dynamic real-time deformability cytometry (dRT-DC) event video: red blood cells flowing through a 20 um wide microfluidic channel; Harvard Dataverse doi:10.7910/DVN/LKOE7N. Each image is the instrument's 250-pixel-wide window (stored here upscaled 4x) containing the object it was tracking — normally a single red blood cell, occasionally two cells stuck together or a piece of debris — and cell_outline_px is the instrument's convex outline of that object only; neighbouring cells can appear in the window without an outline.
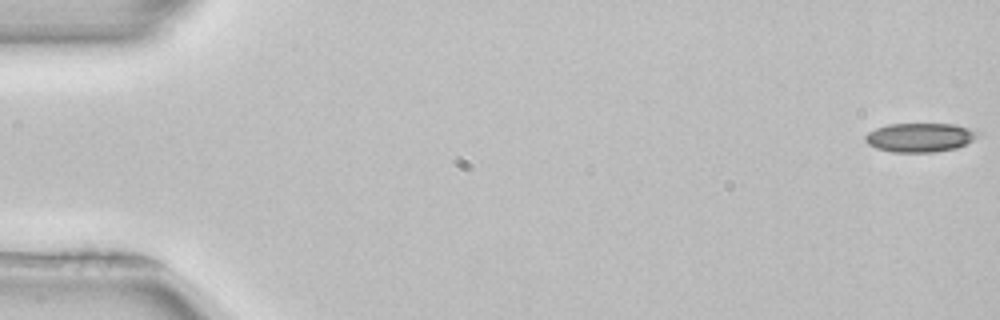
{"species": "common noctule bat (a hibernating species)", "species_latin": "Nyctalus noctula", "temperature_condition": "room temperature", "stored_images_in_passage": 53, "camera_frame_rate_fps": 3000, "um_per_image_px": 0.085, "animal": {"sex": "female", "body_mass_g": 22.7, "forearm_length_mm": 54.2}, "frame": {"image": 1, "passage_image": 1, "time_ms": 0.0, "image_size_px": [1000, 320], "cell_outline_px": [[984, 132], [972, 140], [956, 148], [932, 152], [892, 152], [876, 148], [868, 144], [864, 140], [864, 136], [868, 132], [876, 128], [888, 124], [956, 124]], "centroid_in_image_um": [78.2, 11.67], "position_along_channel_um": 6.8, "area_um2": 19.13}}
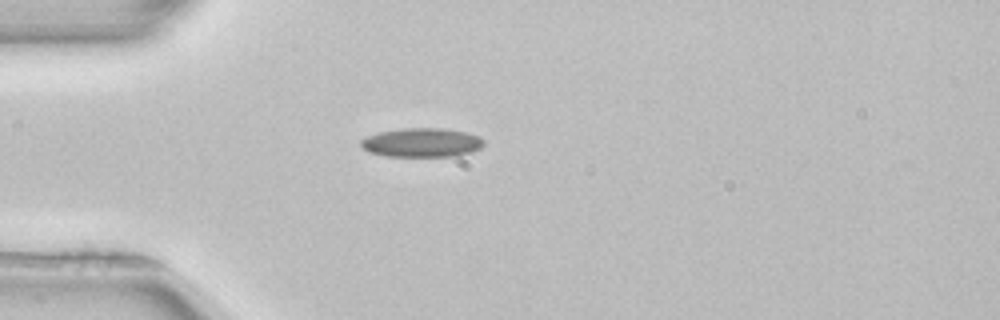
{"frame": {"image": 2, "passage_image": 15, "time_ms": 4.667, "image_size_px": [1000, 320], "cell_outline_px": [[484, 144], [480, 148], [472, 152], [452, 156], [384, 156], [368, 152], [360, 144], [360, 140], [368, 136], [380, 132], [400, 128], [444, 128], [468, 132], [480, 136], [484, 140]], "centroid_in_image_um": [35.87, 12.11], "position_along_channel_um": 49.1, "area_um2": 20.92}}
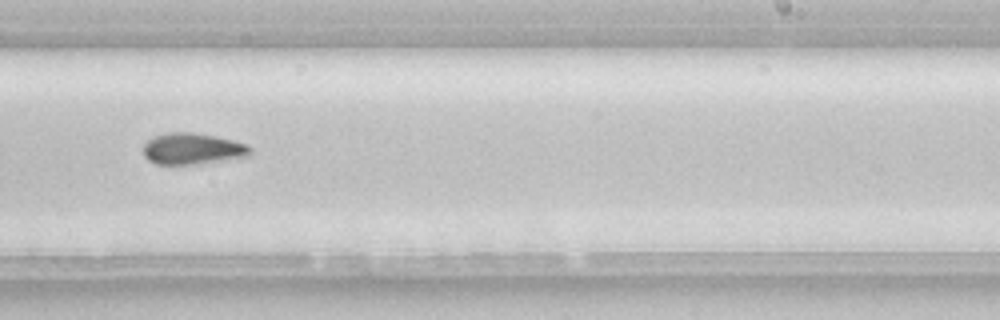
{"frame": {"image": 3, "passage_image": 33, "time_ms": 10.667, "image_size_px": [1000, 320], "cell_outline_px": [[252, 152], [248, 156], [200, 164], [156, 164], [148, 160], [144, 156], [144, 144], [152, 136], [168, 132], [192, 132], [216, 136], [248, 144], [252, 148]], "centroid_in_image_um": [16.37, 12.64], "position_along_channel_um": 272.6, "area_um2": 19.71}, "authors_computed_cell_mechanics": {"area_um2": 19.3052, "velocity_mm_per_s": 3.959, "shape_relaxation_time_tau1_ms": 9.7029, "shape_relaxation_time_tau2_ms": null, "deformation_change_tau1": 0.1676, "deformation_change_tau2": null}}